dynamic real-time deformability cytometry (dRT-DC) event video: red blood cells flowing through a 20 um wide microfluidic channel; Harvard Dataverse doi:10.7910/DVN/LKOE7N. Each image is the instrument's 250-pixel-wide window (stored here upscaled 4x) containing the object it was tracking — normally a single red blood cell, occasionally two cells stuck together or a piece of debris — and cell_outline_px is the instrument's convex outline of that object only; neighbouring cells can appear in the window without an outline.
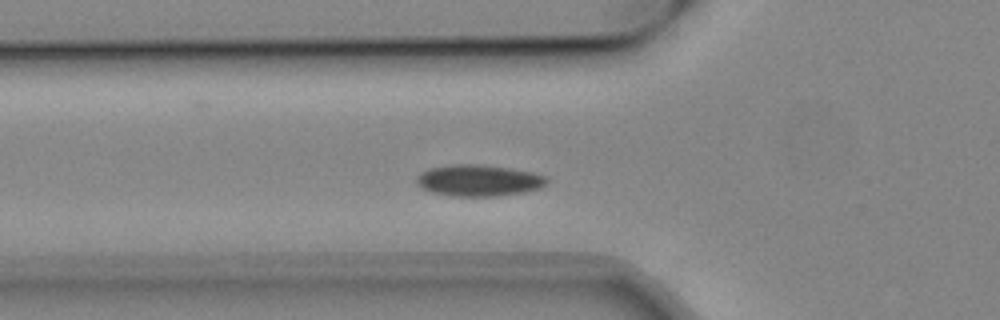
{"species": "common noctule bat (a hibernating species)", "species_latin": "Nyctalus noctula", "temperature_condition": "cold", "stored_images_in_passage": 49, "camera_frame_rate_fps": 3000, "um_per_image_px": 0.085, "animal": {"sex": "male", "body_mass_g": 19.2, "forearm_length_mm": 51.8}, "frame": {"image": 1, "passage_image": 13, "time_ms": 4.0, "image_size_px": [1000, 320], "cell_outline_px": [[548, 180], [540, 188], [524, 192], [496, 196], [452, 196], [432, 192], [416, 184], [416, 176], [420, 172], [428, 168], [452, 164], [480, 164], [512, 168], [532, 172], [544, 176]], "centroid_in_image_um": [40.65, 15.33], "position_along_channel_um": 85.1, "area_um2": 23.93}}
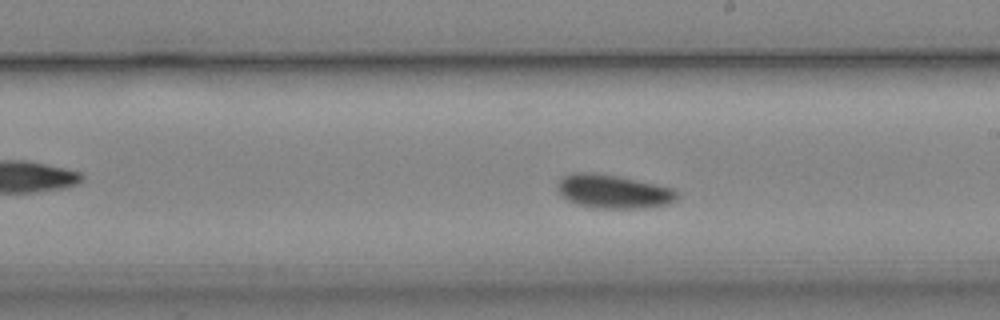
{"frame": {"image": 2, "passage_image": 25, "time_ms": 8.0, "image_size_px": [1000, 320], "cell_outline_px": [[680, 196], [676, 200], [668, 204], [648, 208], [592, 208], [568, 200], [560, 196], [556, 188], [556, 184], [564, 176], [572, 172], [596, 172], [636, 180], [672, 188]], "centroid_in_image_um": [52.1, 16.28], "position_along_channel_um": 236.9, "area_um2": 23.58}}
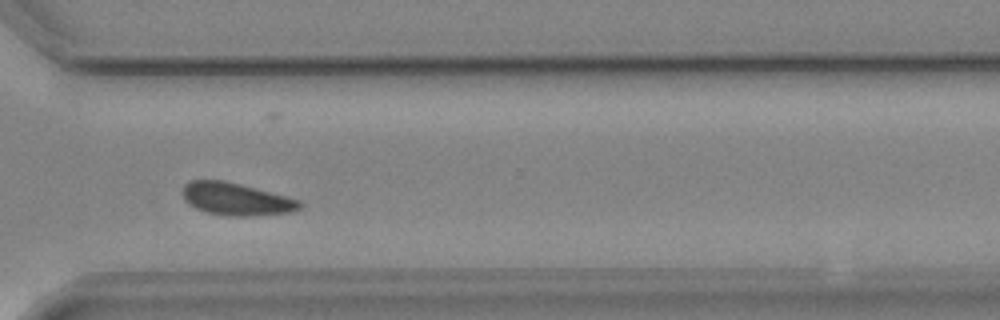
{"frame": {"image": 3, "passage_image": 34, "time_ms": 11.0, "image_size_px": [1000, 320], "cell_outline_px": [[304, 204], [300, 208], [292, 212], [248, 216], [228, 216], [204, 212], [188, 204], [184, 200], [180, 192], [184, 184], [192, 180], [224, 180], [240, 184], [300, 200]], "centroid_in_image_um": [20.02, 16.92], "position_along_channel_um": 350.6, "area_um2": 22.31}, "authors_computed_cell_mechanics": {"area_um2": 22.253, "velocity_mm_per_s": 3.795, "shape_relaxation_time_tau1_ms": 4.0779, "shape_relaxation_time_tau2_ms": null, "deformation_change_tau1": 0.0708, "deformation_change_tau2": null}}